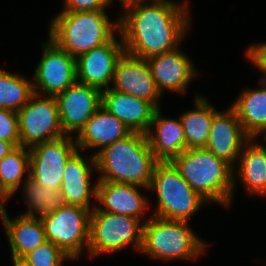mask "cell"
I'll list each match as a JSON object with an SVG mask.
<instances>
[{
  "mask_svg": "<svg viewBox=\"0 0 266 266\" xmlns=\"http://www.w3.org/2000/svg\"><path fill=\"white\" fill-rule=\"evenodd\" d=\"M189 2L135 1L121 6L119 31L125 52L147 59L172 51L190 29Z\"/></svg>",
  "mask_w": 266,
  "mask_h": 266,
  "instance_id": "1",
  "label": "cell"
},
{
  "mask_svg": "<svg viewBox=\"0 0 266 266\" xmlns=\"http://www.w3.org/2000/svg\"><path fill=\"white\" fill-rule=\"evenodd\" d=\"M97 181L134 184L149 188L158 163L146 134L131 132L95 155Z\"/></svg>",
  "mask_w": 266,
  "mask_h": 266,
  "instance_id": "2",
  "label": "cell"
},
{
  "mask_svg": "<svg viewBox=\"0 0 266 266\" xmlns=\"http://www.w3.org/2000/svg\"><path fill=\"white\" fill-rule=\"evenodd\" d=\"M171 163L183 179L207 203L229 208L232 202L233 167L204 149H186Z\"/></svg>",
  "mask_w": 266,
  "mask_h": 266,
  "instance_id": "3",
  "label": "cell"
},
{
  "mask_svg": "<svg viewBox=\"0 0 266 266\" xmlns=\"http://www.w3.org/2000/svg\"><path fill=\"white\" fill-rule=\"evenodd\" d=\"M49 26L48 37L75 58L107 43L119 31L118 20L110 21L105 11L59 12Z\"/></svg>",
  "mask_w": 266,
  "mask_h": 266,
  "instance_id": "4",
  "label": "cell"
},
{
  "mask_svg": "<svg viewBox=\"0 0 266 266\" xmlns=\"http://www.w3.org/2000/svg\"><path fill=\"white\" fill-rule=\"evenodd\" d=\"M189 225L188 221L147 218L143 225L141 253L152 259L195 260L205 252L207 245Z\"/></svg>",
  "mask_w": 266,
  "mask_h": 266,
  "instance_id": "5",
  "label": "cell"
},
{
  "mask_svg": "<svg viewBox=\"0 0 266 266\" xmlns=\"http://www.w3.org/2000/svg\"><path fill=\"white\" fill-rule=\"evenodd\" d=\"M157 194L153 216L165 220L188 221L206 204L183 179L171 162H158L148 188Z\"/></svg>",
  "mask_w": 266,
  "mask_h": 266,
  "instance_id": "6",
  "label": "cell"
},
{
  "mask_svg": "<svg viewBox=\"0 0 266 266\" xmlns=\"http://www.w3.org/2000/svg\"><path fill=\"white\" fill-rule=\"evenodd\" d=\"M143 225L137 218L99 211L94 207L89 220L87 250L90 257L122 251L131 244L141 252Z\"/></svg>",
  "mask_w": 266,
  "mask_h": 266,
  "instance_id": "7",
  "label": "cell"
},
{
  "mask_svg": "<svg viewBox=\"0 0 266 266\" xmlns=\"http://www.w3.org/2000/svg\"><path fill=\"white\" fill-rule=\"evenodd\" d=\"M91 210L65 204L41 218L46 240L56 244L72 260L88 248Z\"/></svg>",
  "mask_w": 266,
  "mask_h": 266,
  "instance_id": "8",
  "label": "cell"
},
{
  "mask_svg": "<svg viewBox=\"0 0 266 266\" xmlns=\"http://www.w3.org/2000/svg\"><path fill=\"white\" fill-rule=\"evenodd\" d=\"M41 97L34 93L28 103L17 111L20 146L30 148L66 136L55 96Z\"/></svg>",
  "mask_w": 266,
  "mask_h": 266,
  "instance_id": "9",
  "label": "cell"
},
{
  "mask_svg": "<svg viewBox=\"0 0 266 266\" xmlns=\"http://www.w3.org/2000/svg\"><path fill=\"white\" fill-rule=\"evenodd\" d=\"M33 76L35 94L56 96L76 82V58L48 37Z\"/></svg>",
  "mask_w": 266,
  "mask_h": 266,
  "instance_id": "10",
  "label": "cell"
},
{
  "mask_svg": "<svg viewBox=\"0 0 266 266\" xmlns=\"http://www.w3.org/2000/svg\"><path fill=\"white\" fill-rule=\"evenodd\" d=\"M29 150L30 176L43 188L60 189L65 165L78 151L74 136L42 142Z\"/></svg>",
  "mask_w": 266,
  "mask_h": 266,
  "instance_id": "11",
  "label": "cell"
},
{
  "mask_svg": "<svg viewBox=\"0 0 266 266\" xmlns=\"http://www.w3.org/2000/svg\"><path fill=\"white\" fill-rule=\"evenodd\" d=\"M124 52L121 35L119 39L114 35L107 43L81 54L76 58V81L101 91L109 89L116 64Z\"/></svg>",
  "mask_w": 266,
  "mask_h": 266,
  "instance_id": "12",
  "label": "cell"
},
{
  "mask_svg": "<svg viewBox=\"0 0 266 266\" xmlns=\"http://www.w3.org/2000/svg\"><path fill=\"white\" fill-rule=\"evenodd\" d=\"M55 98L62 130L66 136H73L74 132L77 135L102 105L100 89L77 81Z\"/></svg>",
  "mask_w": 266,
  "mask_h": 266,
  "instance_id": "13",
  "label": "cell"
},
{
  "mask_svg": "<svg viewBox=\"0 0 266 266\" xmlns=\"http://www.w3.org/2000/svg\"><path fill=\"white\" fill-rule=\"evenodd\" d=\"M112 85L110 88L113 90L149 101L160 108L159 99L162 94L143 58L124 52L116 64Z\"/></svg>",
  "mask_w": 266,
  "mask_h": 266,
  "instance_id": "14",
  "label": "cell"
},
{
  "mask_svg": "<svg viewBox=\"0 0 266 266\" xmlns=\"http://www.w3.org/2000/svg\"><path fill=\"white\" fill-rule=\"evenodd\" d=\"M189 58L177 47L172 51L146 59L161 94L165 90L184 95L187 93V86L199 74Z\"/></svg>",
  "mask_w": 266,
  "mask_h": 266,
  "instance_id": "15",
  "label": "cell"
},
{
  "mask_svg": "<svg viewBox=\"0 0 266 266\" xmlns=\"http://www.w3.org/2000/svg\"><path fill=\"white\" fill-rule=\"evenodd\" d=\"M250 137L245 133L236 112L230 106L214 114L208 141L204 149L225 160L234 168L236 160Z\"/></svg>",
  "mask_w": 266,
  "mask_h": 266,
  "instance_id": "16",
  "label": "cell"
},
{
  "mask_svg": "<svg viewBox=\"0 0 266 266\" xmlns=\"http://www.w3.org/2000/svg\"><path fill=\"white\" fill-rule=\"evenodd\" d=\"M140 188L149 192L147 187L139 185L97 181L96 201L99 204L94 207L99 211L137 218L145 223L146 219L144 221L142 216L150 207V202L148 197L141 193Z\"/></svg>",
  "mask_w": 266,
  "mask_h": 266,
  "instance_id": "17",
  "label": "cell"
},
{
  "mask_svg": "<svg viewBox=\"0 0 266 266\" xmlns=\"http://www.w3.org/2000/svg\"><path fill=\"white\" fill-rule=\"evenodd\" d=\"M86 160L79 151L68 160L64 168L60 191L65 204L92 210L94 207L90 206V199H96L97 181L93 185L90 180L91 171H96V160L94 155H91L88 161Z\"/></svg>",
  "mask_w": 266,
  "mask_h": 266,
  "instance_id": "18",
  "label": "cell"
},
{
  "mask_svg": "<svg viewBox=\"0 0 266 266\" xmlns=\"http://www.w3.org/2000/svg\"><path fill=\"white\" fill-rule=\"evenodd\" d=\"M102 106L123 122L131 132L143 134L148 132L158 109L149 101L111 88L102 91Z\"/></svg>",
  "mask_w": 266,
  "mask_h": 266,
  "instance_id": "19",
  "label": "cell"
},
{
  "mask_svg": "<svg viewBox=\"0 0 266 266\" xmlns=\"http://www.w3.org/2000/svg\"><path fill=\"white\" fill-rule=\"evenodd\" d=\"M130 133L131 131L123 122L101 105L74 138L78 151L97 148L93 153L95 156L106 146Z\"/></svg>",
  "mask_w": 266,
  "mask_h": 266,
  "instance_id": "20",
  "label": "cell"
},
{
  "mask_svg": "<svg viewBox=\"0 0 266 266\" xmlns=\"http://www.w3.org/2000/svg\"><path fill=\"white\" fill-rule=\"evenodd\" d=\"M161 113L160 108L155 111L146 136L155 159L171 162L186 150V139L181 120L163 117Z\"/></svg>",
  "mask_w": 266,
  "mask_h": 266,
  "instance_id": "21",
  "label": "cell"
},
{
  "mask_svg": "<svg viewBox=\"0 0 266 266\" xmlns=\"http://www.w3.org/2000/svg\"><path fill=\"white\" fill-rule=\"evenodd\" d=\"M7 212L5 204H0V219L6 230L11 257H25L47 241L41 218L19 215L12 219Z\"/></svg>",
  "mask_w": 266,
  "mask_h": 266,
  "instance_id": "22",
  "label": "cell"
},
{
  "mask_svg": "<svg viewBox=\"0 0 266 266\" xmlns=\"http://www.w3.org/2000/svg\"><path fill=\"white\" fill-rule=\"evenodd\" d=\"M256 141L250 138L243 146L236 166L239 170L233 168V188L239 177L248 194L266 197V146Z\"/></svg>",
  "mask_w": 266,
  "mask_h": 266,
  "instance_id": "23",
  "label": "cell"
},
{
  "mask_svg": "<svg viewBox=\"0 0 266 266\" xmlns=\"http://www.w3.org/2000/svg\"><path fill=\"white\" fill-rule=\"evenodd\" d=\"M231 107L250 138L266 136V91L261 86L243 90Z\"/></svg>",
  "mask_w": 266,
  "mask_h": 266,
  "instance_id": "24",
  "label": "cell"
},
{
  "mask_svg": "<svg viewBox=\"0 0 266 266\" xmlns=\"http://www.w3.org/2000/svg\"><path fill=\"white\" fill-rule=\"evenodd\" d=\"M195 108L180 115L186 139V149L205 148L208 141L215 109L204 96L195 98Z\"/></svg>",
  "mask_w": 266,
  "mask_h": 266,
  "instance_id": "25",
  "label": "cell"
},
{
  "mask_svg": "<svg viewBox=\"0 0 266 266\" xmlns=\"http://www.w3.org/2000/svg\"><path fill=\"white\" fill-rule=\"evenodd\" d=\"M29 175L30 150L17 146L0 160V204L7 202L18 191L22 181L24 182Z\"/></svg>",
  "mask_w": 266,
  "mask_h": 266,
  "instance_id": "26",
  "label": "cell"
},
{
  "mask_svg": "<svg viewBox=\"0 0 266 266\" xmlns=\"http://www.w3.org/2000/svg\"><path fill=\"white\" fill-rule=\"evenodd\" d=\"M21 186L23 187H21V189L25 203L29 206L28 211L24 212L22 215L42 218L65 205L64 197L60 189L51 190L50 188H43V186L30 175Z\"/></svg>",
  "mask_w": 266,
  "mask_h": 266,
  "instance_id": "27",
  "label": "cell"
},
{
  "mask_svg": "<svg viewBox=\"0 0 266 266\" xmlns=\"http://www.w3.org/2000/svg\"><path fill=\"white\" fill-rule=\"evenodd\" d=\"M34 94L32 79L0 68V108L18 111Z\"/></svg>",
  "mask_w": 266,
  "mask_h": 266,
  "instance_id": "28",
  "label": "cell"
},
{
  "mask_svg": "<svg viewBox=\"0 0 266 266\" xmlns=\"http://www.w3.org/2000/svg\"><path fill=\"white\" fill-rule=\"evenodd\" d=\"M25 258L34 266H62L64 261L72 260L56 244L50 241L36 247Z\"/></svg>",
  "mask_w": 266,
  "mask_h": 266,
  "instance_id": "29",
  "label": "cell"
},
{
  "mask_svg": "<svg viewBox=\"0 0 266 266\" xmlns=\"http://www.w3.org/2000/svg\"><path fill=\"white\" fill-rule=\"evenodd\" d=\"M0 140L14 142L20 146L17 112L0 108Z\"/></svg>",
  "mask_w": 266,
  "mask_h": 266,
  "instance_id": "30",
  "label": "cell"
},
{
  "mask_svg": "<svg viewBox=\"0 0 266 266\" xmlns=\"http://www.w3.org/2000/svg\"><path fill=\"white\" fill-rule=\"evenodd\" d=\"M111 4L110 0H64L60 12L106 11Z\"/></svg>",
  "mask_w": 266,
  "mask_h": 266,
  "instance_id": "31",
  "label": "cell"
},
{
  "mask_svg": "<svg viewBox=\"0 0 266 266\" xmlns=\"http://www.w3.org/2000/svg\"><path fill=\"white\" fill-rule=\"evenodd\" d=\"M246 56L261 72H266V42L250 44Z\"/></svg>",
  "mask_w": 266,
  "mask_h": 266,
  "instance_id": "32",
  "label": "cell"
},
{
  "mask_svg": "<svg viewBox=\"0 0 266 266\" xmlns=\"http://www.w3.org/2000/svg\"><path fill=\"white\" fill-rule=\"evenodd\" d=\"M16 147L17 145L14 142L0 140V160Z\"/></svg>",
  "mask_w": 266,
  "mask_h": 266,
  "instance_id": "33",
  "label": "cell"
},
{
  "mask_svg": "<svg viewBox=\"0 0 266 266\" xmlns=\"http://www.w3.org/2000/svg\"><path fill=\"white\" fill-rule=\"evenodd\" d=\"M13 266H34L25 257H12Z\"/></svg>",
  "mask_w": 266,
  "mask_h": 266,
  "instance_id": "34",
  "label": "cell"
},
{
  "mask_svg": "<svg viewBox=\"0 0 266 266\" xmlns=\"http://www.w3.org/2000/svg\"><path fill=\"white\" fill-rule=\"evenodd\" d=\"M264 74L263 77H261V79H259V85H261L262 89L266 91V72H262Z\"/></svg>",
  "mask_w": 266,
  "mask_h": 266,
  "instance_id": "35",
  "label": "cell"
},
{
  "mask_svg": "<svg viewBox=\"0 0 266 266\" xmlns=\"http://www.w3.org/2000/svg\"><path fill=\"white\" fill-rule=\"evenodd\" d=\"M110 1L113 3L114 0H110ZM118 1H120L119 4H121L122 6H124V5L128 4V3L135 2V1H139V0H118Z\"/></svg>",
  "mask_w": 266,
  "mask_h": 266,
  "instance_id": "36",
  "label": "cell"
},
{
  "mask_svg": "<svg viewBox=\"0 0 266 266\" xmlns=\"http://www.w3.org/2000/svg\"><path fill=\"white\" fill-rule=\"evenodd\" d=\"M139 1H151V2H175L173 0H139Z\"/></svg>",
  "mask_w": 266,
  "mask_h": 266,
  "instance_id": "37",
  "label": "cell"
}]
</instances>
